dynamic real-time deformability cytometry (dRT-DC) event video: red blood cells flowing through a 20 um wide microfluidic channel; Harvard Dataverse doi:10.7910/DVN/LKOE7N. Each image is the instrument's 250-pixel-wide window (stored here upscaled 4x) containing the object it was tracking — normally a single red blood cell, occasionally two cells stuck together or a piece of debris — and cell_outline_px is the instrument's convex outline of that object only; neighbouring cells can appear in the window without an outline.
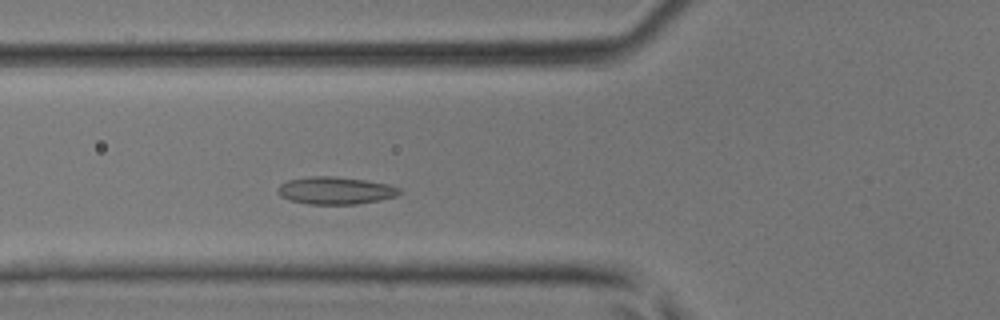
{"species": "common noctule bat (a hibernating species)", "species_latin": "Nyctalus noctula", "temperature_condition": "room temperature", "stored_images_in_passage": 37, "camera_frame_rate_fps": 3000, "um_per_image_px": 0.085, "animal": {"sex": "male", "body_mass_g": 17.9, "forearm_length_mm": 54.2}, "frame": {"image": 1, "passage_image": 10, "time_ms": 3.0, "image_size_px": [1000, 320], "cell_outline_px": [[400, 192], [396, 196], [380, 200], [356, 204], [308, 204], [288, 200], [280, 196], [276, 192], [276, 188], [280, 184], [288, 180], [312, 176], [332, 176], [364, 180], [388, 184], [400, 188]], "centroid_in_image_um": [28.46, 16.2], "position_along_channel_um": 97.3, "area_um2": 19.48}}
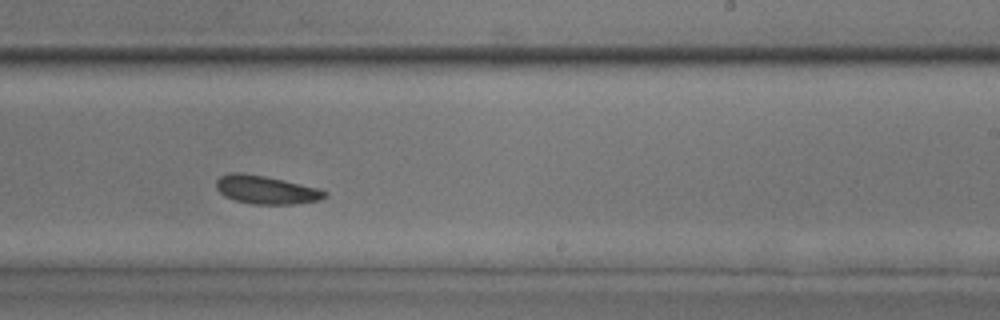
{"frame": {"image": 2, "passage_image": 21, "time_ms": 6.667, "image_size_px": [1000, 320], "cell_outline_px": [[328, 196], [320, 200], [292, 204], [252, 204], [236, 200], [224, 196], [216, 188], [216, 180], [220, 176], [228, 172], [244, 172], [284, 180], [320, 188], [328, 192]], "centroid_in_image_um": [22.62, 16.12], "position_along_channel_um": 266.4, "area_um2": 18.09}}
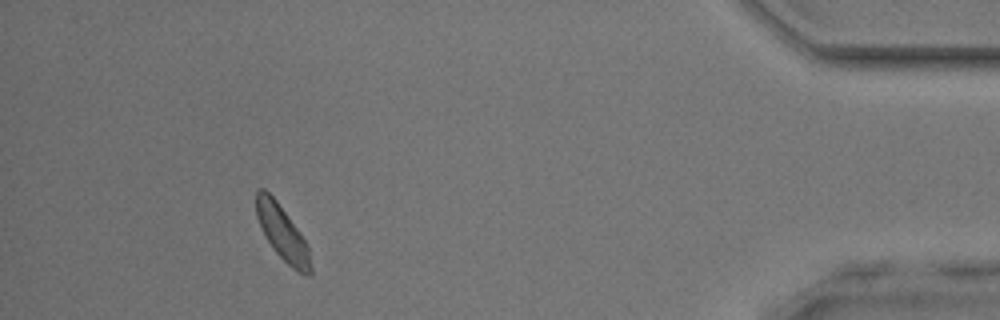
{"frame": {"image": 3, "passage_image": 34, "time_ms": 11.0, "image_size_px": [1000, 320], "cell_outline_px": [[312, 272], [296, 272], [276, 252], [268, 240], [256, 216], [256, 192], [260, 188], [264, 188], [276, 200], [300, 232], [308, 248], [312, 268]], "centroid_in_image_um": [23.99, 19.77], "position_along_channel_um": 411.2, "area_um2": 16.76}}